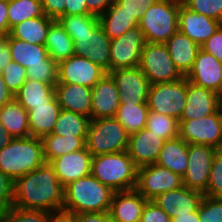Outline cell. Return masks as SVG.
I'll list each match as a JSON object with an SVG mask.
<instances>
[{
	"instance_id": "6da1fadb",
	"label": "cell",
	"mask_w": 222,
	"mask_h": 222,
	"mask_svg": "<svg viewBox=\"0 0 222 222\" xmlns=\"http://www.w3.org/2000/svg\"><path fill=\"white\" fill-rule=\"evenodd\" d=\"M63 203L64 186L50 163L45 162L14 181L13 206L16 208L42 210L60 216Z\"/></svg>"
},
{
	"instance_id": "7a4b0ae2",
	"label": "cell",
	"mask_w": 222,
	"mask_h": 222,
	"mask_svg": "<svg viewBox=\"0 0 222 222\" xmlns=\"http://www.w3.org/2000/svg\"><path fill=\"white\" fill-rule=\"evenodd\" d=\"M115 191L102 184L92 174L79 178L64 187V203L61 216L109 212Z\"/></svg>"
},
{
	"instance_id": "3957f363",
	"label": "cell",
	"mask_w": 222,
	"mask_h": 222,
	"mask_svg": "<svg viewBox=\"0 0 222 222\" xmlns=\"http://www.w3.org/2000/svg\"><path fill=\"white\" fill-rule=\"evenodd\" d=\"M91 174L115 192L136 188L138 167L127 151L92 157Z\"/></svg>"
},
{
	"instance_id": "277c9868",
	"label": "cell",
	"mask_w": 222,
	"mask_h": 222,
	"mask_svg": "<svg viewBox=\"0 0 222 222\" xmlns=\"http://www.w3.org/2000/svg\"><path fill=\"white\" fill-rule=\"evenodd\" d=\"M45 163L41 138H13L0 150V170L13 181Z\"/></svg>"
},
{
	"instance_id": "5b68a950",
	"label": "cell",
	"mask_w": 222,
	"mask_h": 222,
	"mask_svg": "<svg viewBox=\"0 0 222 222\" xmlns=\"http://www.w3.org/2000/svg\"><path fill=\"white\" fill-rule=\"evenodd\" d=\"M181 0H157L144 11L138 21L144 39L150 43H165L178 31Z\"/></svg>"
},
{
	"instance_id": "8992f818",
	"label": "cell",
	"mask_w": 222,
	"mask_h": 222,
	"mask_svg": "<svg viewBox=\"0 0 222 222\" xmlns=\"http://www.w3.org/2000/svg\"><path fill=\"white\" fill-rule=\"evenodd\" d=\"M129 134L115 117L90 120L86 148L92 156L128 150Z\"/></svg>"
},
{
	"instance_id": "52a82bcc",
	"label": "cell",
	"mask_w": 222,
	"mask_h": 222,
	"mask_svg": "<svg viewBox=\"0 0 222 222\" xmlns=\"http://www.w3.org/2000/svg\"><path fill=\"white\" fill-rule=\"evenodd\" d=\"M150 85L178 81L183 76L172 61L165 43L145 42L138 66Z\"/></svg>"
},
{
	"instance_id": "ba28073f",
	"label": "cell",
	"mask_w": 222,
	"mask_h": 222,
	"mask_svg": "<svg viewBox=\"0 0 222 222\" xmlns=\"http://www.w3.org/2000/svg\"><path fill=\"white\" fill-rule=\"evenodd\" d=\"M186 91V77L178 81L152 84L148 92V108L179 121L186 105Z\"/></svg>"
},
{
	"instance_id": "9c48e42d",
	"label": "cell",
	"mask_w": 222,
	"mask_h": 222,
	"mask_svg": "<svg viewBox=\"0 0 222 222\" xmlns=\"http://www.w3.org/2000/svg\"><path fill=\"white\" fill-rule=\"evenodd\" d=\"M179 127V137L187 144L210 145L222 149L220 111L199 119L179 121Z\"/></svg>"
},
{
	"instance_id": "30bf717a",
	"label": "cell",
	"mask_w": 222,
	"mask_h": 222,
	"mask_svg": "<svg viewBox=\"0 0 222 222\" xmlns=\"http://www.w3.org/2000/svg\"><path fill=\"white\" fill-rule=\"evenodd\" d=\"M183 186L182 177L171 170L153 163L138 168L136 190L147 200H153L163 192Z\"/></svg>"
},
{
	"instance_id": "8fae6325",
	"label": "cell",
	"mask_w": 222,
	"mask_h": 222,
	"mask_svg": "<svg viewBox=\"0 0 222 222\" xmlns=\"http://www.w3.org/2000/svg\"><path fill=\"white\" fill-rule=\"evenodd\" d=\"M216 150L210 145L188 144V166L182 177L183 186L206 193Z\"/></svg>"
},
{
	"instance_id": "7c38bea8",
	"label": "cell",
	"mask_w": 222,
	"mask_h": 222,
	"mask_svg": "<svg viewBox=\"0 0 222 222\" xmlns=\"http://www.w3.org/2000/svg\"><path fill=\"white\" fill-rule=\"evenodd\" d=\"M74 55L90 59L93 63L110 71V43L100 22L89 32L74 34Z\"/></svg>"
},
{
	"instance_id": "4fadbf2b",
	"label": "cell",
	"mask_w": 222,
	"mask_h": 222,
	"mask_svg": "<svg viewBox=\"0 0 222 222\" xmlns=\"http://www.w3.org/2000/svg\"><path fill=\"white\" fill-rule=\"evenodd\" d=\"M145 39L138 26L129 29L110 43V71L139 66Z\"/></svg>"
},
{
	"instance_id": "5bb4252c",
	"label": "cell",
	"mask_w": 222,
	"mask_h": 222,
	"mask_svg": "<svg viewBox=\"0 0 222 222\" xmlns=\"http://www.w3.org/2000/svg\"><path fill=\"white\" fill-rule=\"evenodd\" d=\"M107 72L90 59L73 55L58 64V82L92 88Z\"/></svg>"
},
{
	"instance_id": "9a60e30c",
	"label": "cell",
	"mask_w": 222,
	"mask_h": 222,
	"mask_svg": "<svg viewBox=\"0 0 222 222\" xmlns=\"http://www.w3.org/2000/svg\"><path fill=\"white\" fill-rule=\"evenodd\" d=\"M108 74L115 81L120 103L147 102L150 83L139 67L118 68Z\"/></svg>"
},
{
	"instance_id": "2e32d148",
	"label": "cell",
	"mask_w": 222,
	"mask_h": 222,
	"mask_svg": "<svg viewBox=\"0 0 222 222\" xmlns=\"http://www.w3.org/2000/svg\"><path fill=\"white\" fill-rule=\"evenodd\" d=\"M186 79L197 86L220 93L222 91V62L200 48Z\"/></svg>"
},
{
	"instance_id": "e0dca14e",
	"label": "cell",
	"mask_w": 222,
	"mask_h": 222,
	"mask_svg": "<svg viewBox=\"0 0 222 222\" xmlns=\"http://www.w3.org/2000/svg\"><path fill=\"white\" fill-rule=\"evenodd\" d=\"M92 155L85 147L53 159L50 164L54 167L59 182L65 187L69 183L91 174Z\"/></svg>"
},
{
	"instance_id": "ac0fdd59",
	"label": "cell",
	"mask_w": 222,
	"mask_h": 222,
	"mask_svg": "<svg viewBox=\"0 0 222 222\" xmlns=\"http://www.w3.org/2000/svg\"><path fill=\"white\" fill-rule=\"evenodd\" d=\"M219 111V93L187 80L186 105L179 121L199 119Z\"/></svg>"
},
{
	"instance_id": "d6986e66",
	"label": "cell",
	"mask_w": 222,
	"mask_h": 222,
	"mask_svg": "<svg viewBox=\"0 0 222 222\" xmlns=\"http://www.w3.org/2000/svg\"><path fill=\"white\" fill-rule=\"evenodd\" d=\"M221 25L222 23L218 20L195 13L183 4L180 5L178 30L199 46L205 43Z\"/></svg>"
},
{
	"instance_id": "ffe728a7",
	"label": "cell",
	"mask_w": 222,
	"mask_h": 222,
	"mask_svg": "<svg viewBox=\"0 0 222 222\" xmlns=\"http://www.w3.org/2000/svg\"><path fill=\"white\" fill-rule=\"evenodd\" d=\"M204 194L182 186L158 195L153 201L172 219L179 215L195 212Z\"/></svg>"
},
{
	"instance_id": "44dd1931",
	"label": "cell",
	"mask_w": 222,
	"mask_h": 222,
	"mask_svg": "<svg viewBox=\"0 0 222 222\" xmlns=\"http://www.w3.org/2000/svg\"><path fill=\"white\" fill-rule=\"evenodd\" d=\"M165 140L146 127L129 136L128 154L138 168L156 162Z\"/></svg>"
},
{
	"instance_id": "7402d4cb",
	"label": "cell",
	"mask_w": 222,
	"mask_h": 222,
	"mask_svg": "<svg viewBox=\"0 0 222 222\" xmlns=\"http://www.w3.org/2000/svg\"><path fill=\"white\" fill-rule=\"evenodd\" d=\"M91 120L115 117L120 105L115 81L107 73L92 88Z\"/></svg>"
},
{
	"instance_id": "603a6c76",
	"label": "cell",
	"mask_w": 222,
	"mask_h": 222,
	"mask_svg": "<svg viewBox=\"0 0 222 222\" xmlns=\"http://www.w3.org/2000/svg\"><path fill=\"white\" fill-rule=\"evenodd\" d=\"M54 90L61 109L82 114L91 120V88L78 84L56 83Z\"/></svg>"
},
{
	"instance_id": "cb8c5ba5",
	"label": "cell",
	"mask_w": 222,
	"mask_h": 222,
	"mask_svg": "<svg viewBox=\"0 0 222 222\" xmlns=\"http://www.w3.org/2000/svg\"><path fill=\"white\" fill-rule=\"evenodd\" d=\"M147 201L136 189L115 192L109 213L113 219L123 222H140Z\"/></svg>"
},
{
	"instance_id": "d4e9b609",
	"label": "cell",
	"mask_w": 222,
	"mask_h": 222,
	"mask_svg": "<svg viewBox=\"0 0 222 222\" xmlns=\"http://www.w3.org/2000/svg\"><path fill=\"white\" fill-rule=\"evenodd\" d=\"M165 45L175 67L183 77L191 71L200 46L179 30L172 35Z\"/></svg>"
},
{
	"instance_id": "484cf974",
	"label": "cell",
	"mask_w": 222,
	"mask_h": 222,
	"mask_svg": "<svg viewBox=\"0 0 222 222\" xmlns=\"http://www.w3.org/2000/svg\"><path fill=\"white\" fill-rule=\"evenodd\" d=\"M10 45L11 60L25 69L37 64H57L49 55L45 45L30 44L9 34L5 37Z\"/></svg>"
},
{
	"instance_id": "4316f807",
	"label": "cell",
	"mask_w": 222,
	"mask_h": 222,
	"mask_svg": "<svg viewBox=\"0 0 222 222\" xmlns=\"http://www.w3.org/2000/svg\"><path fill=\"white\" fill-rule=\"evenodd\" d=\"M0 124L13 138L30 136L29 117L15 97H12L0 108Z\"/></svg>"
},
{
	"instance_id": "83f0119b",
	"label": "cell",
	"mask_w": 222,
	"mask_h": 222,
	"mask_svg": "<svg viewBox=\"0 0 222 222\" xmlns=\"http://www.w3.org/2000/svg\"><path fill=\"white\" fill-rule=\"evenodd\" d=\"M155 163L183 177L188 166V144L179 136L166 140Z\"/></svg>"
},
{
	"instance_id": "f1b7e54d",
	"label": "cell",
	"mask_w": 222,
	"mask_h": 222,
	"mask_svg": "<svg viewBox=\"0 0 222 222\" xmlns=\"http://www.w3.org/2000/svg\"><path fill=\"white\" fill-rule=\"evenodd\" d=\"M60 111L56 96L47 105L33 106L28 111L30 136L42 138L51 134Z\"/></svg>"
},
{
	"instance_id": "f546056e",
	"label": "cell",
	"mask_w": 222,
	"mask_h": 222,
	"mask_svg": "<svg viewBox=\"0 0 222 222\" xmlns=\"http://www.w3.org/2000/svg\"><path fill=\"white\" fill-rule=\"evenodd\" d=\"M99 22L111 40L119 38L127 30L138 26L134 16L123 10L116 2L99 17Z\"/></svg>"
},
{
	"instance_id": "4dcf8cb0",
	"label": "cell",
	"mask_w": 222,
	"mask_h": 222,
	"mask_svg": "<svg viewBox=\"0 0 222 222\" xmlns=\"http://www.w3.org/2000/svg\"><path fill=\"white\" fill-rule=\"evenodd\" d=\"M45 47L57 64L74 55L73 40L57 19L50 23Z\"/></svg>"
},
{
	"instance_id": "1f68e13d",
	"label": "cell",
	"mask_w": 222,
	"mask_h": 222,
	"mask_svg": "<svg viewBox=\"0 0 222 222\" xmlns=\"http://www.w3.org/2000/svg\"><path fill=\"white\" fill-rule=\"evenodd\" d=\"M14 97L26 111H30L33 106L47 105L55 97V90L50 84L27 79Z\"/></svg>"
},
{
	"instance_id": "d6a6232c",
	"label": "cell",
	"mask_w": 222,
	"mask_h": 222,
	"mask_svg": "<svg viewBox=\"0 0 222 222\" xmlns=\"http://www.w3.org/2000/svg\"><path fill=\"white\" fill-rule=\"evenodd\" d=\"M53 20L54 19L47 17L45 14L24 20L13 26L9 35L12 38L26 41L30 44L45 45L47 32Z\"/></svg>"
},
{
	"instance_id": "836d02e7",
	"label": "cell",
	"mask_w": 222,
	"mask_h": 222,
	"mask_svg": "<svg viewBox=\"0 0 222 222\" xmlns=\"http://www.w3.org/2000/svg\"><path fill=\"white\" fill-rule=\"evenodd\" d=\"M148 114L147 102H133L129 99L124 103H120L115 118L131 135L146 127Z\"/></svg>"
},
{
	"instance_id": "e575fe53",
	"label": "cell",
	"mask_w": 222,
	"mask_h": 222,
	"mask_svg": "<svg viewBox=\"0 0 222 222\" xmlns=\"http://www.w3.org/2000/svg\"><path fill=\"white\" fill-rule=\"evenodd\" d=\"M45 162L74 151H80L86 147V137H62L55 134H47L41 138Z\"/></svg>"
},
{
	"instance_id": "d590c367",
	"label": "cell",
	"mask_w": 222,
	"mask_h": 222,
	"mask_svg": "<svg viewBox=\"0 0 222 222\" xmlns=\"http://www.w3.org/2000/svg\"><path fill=\"white\" fill-rule=\"evenodd\" d=\"M90 118L61 109L52 134L68 137H87Z\"/></svg>"
},
{
	"instance_id": "8d00e7d4",
	"label": "cell",
	"mask_w": 222,
	"mask_h": 222,
	"mask_svg": "<svg viewBox=\"0 0 222 222\" xmlns=\"http://www.w3.org/2000/svg\"><path fill=\"white\" fill-rule=\"evenodd\" d=\"M9 33L13 26L24 20L43 16V8L40 0H9L8 1Z\"/></svg>"
},
{
	"instance_id": "74e56055",
	"label": "cell",
	"mask_w": 222,
	"mask_h": 222,
	"mask_svg": "<svg viewBox=\"0 0 222 222\" xmlns=\"http://www.w3.org/2000/svg\"><path fill=\"white\" fill-rule=\"evenodd\" d=\"M146 128L163 140L179 136V121L167 115L149 110Z\"/></svg>"
},
{
	"instance_id": "f35d334b",
	"label": "cell",
	"mask_w": 222,
	"mask_h": 222,
	"mask_svg": "<svg viewBox=\"0 0 222 222\" xmlns=\"http://www.w3.org/2000/svg\"><path fill=\"white\" fill-rule=\"evenodd\" d=\"M57 20L71 38L89 32L99 23V17L91 14L62 15Z\"/></svg>"
},
{
	"instance_id": "ab89813d",
	"label": "cell",
	"mask_w": 222,
	"mask_h": 222,
	"mask_svg": "<svg viewBox=\"0 0 222 222\" xmlns=\"http://www.w3.org/2000/svg\"><path fill=\"white\" fill-rule=\"evenodd\" d=\"M54 215L42 210L11 207L0 213V222H50Z\"/></svg>"
},
{
	"instance_id": "60d3db41",
	"label": "cell",
	"mask_w": 222,
	"mask_h": 222,
	"mask_svg": "<svg viewBox=\"0 0 222 222\" xmlns=\"http://www.w3.org/2000/svg\"><path fill=\"white\" fill-rule=\"evenodd\" d=\"M191 11L203 14L222 23V0H181Z\"/></svg>"
},
{
	"instance_id": "b9f144b4",
	"label": "cell",
	"mask_w": 222,
	"mask_h": 222,
	"mask_svg": "<svg viewBox=\"0 0 222 222\" xmlns=\"http://www.w3.org/2000/svg\"><path fill=\"white\" fill-rule=\"evenodd\" d=\"M0 74L3 77L5 85L13 96H15L27 80V69L14 61H11Z\"/></svg>"
},
{
	"instance_id": "7bdbcfd3",
	"label": "cell",
	"mask_w": 222,
	"mask_h": 222,
	"mask_svg": "<svg viewBox=\"0 0 222 222\" xmlns=\"http://www.w3.org/2000/svg\"><path fill=\"white\" fill-rule=\"evenodd\" d=\"M200 222H222V198L204 195L198 207Z\"/></svg>"
},
{
	"instance_id": "ee69618b",
	"label": "cell",
	"mask_w": 222,
	"mask_h": 222,
	"mask_svg": "<svg viewBox=\"0 0 222 222\" xmlns=\"http://www.w3.org/2000/svg\"><path fill=\"white\" fill-rule=\"evenodd\" d=\"M204 195L222 197V149H217L212 162L207 191Z\"/></svg>"
},
{
	"instance_id": "f6af8a7d",
	"label": "cell",
	"mask_w": 222,
	"mask_h": 222,
	"mask_svg": "<svg viewBox=\"0 0 222 222\" xmlns=\"http://www.w3.org/2000/svg\"><path fill=\"white\" fill-rule=\"evenodd\" d=\"M27 79L44 82L55 87L58 82V64H37L27 69Z\"/></svg>"
},
{
	"instance_id": "bcb514c9",
	"label": "cell",
	"mask_w": 222,
	"mask_h": 222,
	"mask_svg": "<svg viewBox=\"0 0 222 222\" xmlns=\"http://www.w3.org/2000/svg\"><path fill=\"white\" fill-rule=\"evenodd\" d=\"M14 181L0 170V213L13 207Z\"/></svg>"
},
{
	"instance_id": "7dc6e473",
	"label": "cell",
	"mask_w": 222,
	"mask_h": 222,
	"mask_svg": "<svg viewBox=\"0 0 222 222\" xmlns=\"http://www.w3.org/2000/svg\"><path fill=\"white\" fill-rule=\"evenodd\" d=\"M140 222H171V218L153 200H148L143 208Z\"/></svg>"
},
{
	"instance_id": "c3c4849f",
	"label": "cell",
	"mask_w": 222,
	"mask_h": 222,
	"mask_svg": "<svg viewBox=\"0 0 222 222\" xmlns=\"http://www.w3.org/2000/svg\"><path fill=\"white\" fill-rule=\"evenodd\" d=\"M156 1L157 0H119L116 1V3L139 21L143 16L144 11L152 6Z\"/></svg>"
},
{
	"instance_id": "681fc988",
	"label": "cell",
	"mask_w": 222,
	"mask_h": 222,
	"mask_svg": "<svg viewBox=\"0 0 222 222\" xmlns=\"http://www.w3.org/2000/svg\"><path fill=\"white\" fill-rule=\"evenodd\" d=\"M200 48L222 62V25Z\"/></svg>"
},
{
	"instance_id": "f907efd6",
	"label": "cell",
	"mask_w": 222,
	"mask_h": 222,
	"mask_svg": "<svg viewBox=\"0 0 222 222\" xmlns=\"http://www.w3.org/2000/svg\"><path fill=\"white\" fill-rule=\"evenodd\" d=\"M43 12L47 17L54 20L65 15L66 2L65 0H40Z\"/></svg>"
},
{
	"instance_id": "816d5d0a",
	"label": "cell",
	"mask_w": 222,
	"mask_h": 222,
	"mask_svg": "<svg viewBox=\"0 0 222 222\" xmlns=\"http://www.w3.org/2000/svg\"><path fill=\"white\" fill-rule=\"evenodd\" d=\"M72 222H111L109 212H90L71 215L69 217Z\"/></svg>"
},
{
	"instance_id": "f5cc1de1",
	"label": "cell",
	"mask_w": 222,
	"mask_h": 222,
	"mask_svg": "<svg viewBox=\"0 0 222 222\" xmlns=\"http://www.w3.org/2000/svg\"><path fill=\"white\" fill-rule=\"evenodd\" d=\"M113 3V0H86L88 13L97 17H100Z\"/></svg>"
},
{
	"instance_id": "db71d44e",
	"label": "cell",
	"mask_w": 222,
	"mask_h": 222,
	"mask_svg": "<svg viewBox=\"0 0 222 222\" xmlns=\"http://www.w3.org/2000/svg\"><path fill=\"white\" fill-rule=\"evenodd\" d=\"M65 15H85L89 14L87 10L86 0H65Z\"/></svg>"
},
{
	"instance_id": "11a10c76",
	"label": "cell",
	"mask_w": 222,
	"mask_h": 222,
	"mask_svg": "<svg viewBox=\"0 0 222 222\" xmlns=\"http://www.w3.org/2000/svg\"><path fill=\"white\" fill-rule=\"evenodd\" d=\"M8 1L0 0V37L5 38L9 34Z\"/></svg>"
},
{
	"instance_id": "9f6ffc18",
	"label": "cell",
	"mask_w": 222,
	"mask_h": 222,
	"mask_svg": "<svg viewBox=\"0 0 222 222\" xmlns=\"http://www.w3.org/2000/svg\"><path fill=\"white\" fill-rule=\"evenodd\" d=\"M10 45L5 38L0 39V73L9 65L11 62Z\"/></svg>"
},
{
	"instance_id": "6f0895ef",
	"label": "cell",
	"mask_w": 222,
	"mask_h": 222,
	"mask_svg": "<svg viewBox=\"0 0 222 222\" xmlns=\"http://www.w3.org/2000/svg\"><path fill=\"white\" fill-rule=\"evenodd\" d=\"M12 97H14L8 90L7 86L3 81V77L0 74V108Z\"/></svg>"
},
{
	"instance_id": "680465c9",
	"label": "cell",
	"mask_w": 222,
	"mask_h": 222,
	"mask_svg": "<svg viewBox=\"0 0 222 222\" xmlns=\"http://www.w3.org/2000/svg\"><path fill=\"white\" fill-rule=\"evenodd\" d=\"M171 222H200L198 210L195 212L176 216L171 219Z\"/></svg>"
},
{
	"instance_id": "91938a15",
	"label": "cell",
	"mask_w": 222,
	"mask_h": 222,
	"mask_svg": "<svg viewBox=\"0 0 222 222\" xmlns=\"http://www.w3.org/2000/svg\"><path fill=\"white\" fill-rule=\"evenodd\" d=\"M12 139L10 133L0 124V150L8 145Z\"/></svg>"
},
{
	"instance_id": "94428289",
	"label": "cell",
	"mask_w": 222,
	"mask_h": 222,
	"mask_svg": "<svg viewBox=\"0 0 222 222\" xmlns=\"http://www.w3.org/2000/svg\"><path fill=\"white\" fill-rule=\"evenodd\" d=\"M50 222H72L70 218L64 216H54Z\"/></svg>"
},
{
	"instance_id": "6125c7cd",
	"label": "cell",
	"mask_w": 222,
	"mask_h": 222,
	"mask_svg": "<svg viewBox=\"0 0 222 222\" xmlns=\"http://www.w3.org/2000/svg\"><path fill=\"white\" fill-rule=\"evenodd\" d=\"M219 111L222 115V91L219 93Z\"/></svg>"
},
{
	"instance_id": "be15d7a7",
	"label": "cell",
	"mask_w": 222,
	"mask_h": 222,
	"mask_svg": "<svg viewBox=\"0 0 222 222\" xmlns=\"http://www.w3.org/2000/svg\"><path fill=\"white\" fill-rule=\"evenodd\" d=\"M111 222H123V221H120V220H117V219H113V218L111 217Z\"/></svg>"
}]
</instances>
